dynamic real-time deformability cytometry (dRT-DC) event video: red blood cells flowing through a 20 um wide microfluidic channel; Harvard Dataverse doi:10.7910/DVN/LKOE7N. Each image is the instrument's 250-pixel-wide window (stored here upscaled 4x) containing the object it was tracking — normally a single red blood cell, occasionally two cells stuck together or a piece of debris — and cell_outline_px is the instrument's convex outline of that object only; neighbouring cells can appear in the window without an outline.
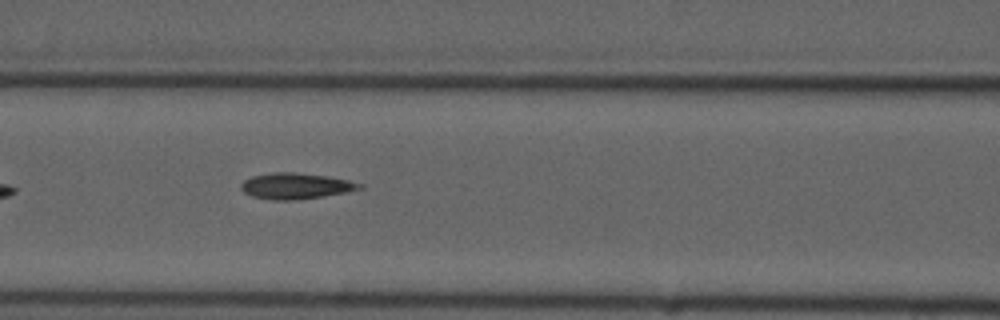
{"species": "common noctule bat (a hibernating species)", "species_latin": "Nyctalus noctula", "temperature_condition": "cold", "stored_images_in_passage": 13, "camera_frame_rate_fps": 3000, "um_per_image_px": 0.085, "animal": {"sex": "male", "forearm_length_mm": 52.5}, "frame": {"image": 1, "passage_image": 6, "time_ms": 7.333, "image_size_px": [1000, 320], "cell_outline_px": [[364, 188], [348, 192], [296, 200], [268, 200], [252, 196], [244, 192], [240, 188], [240, 184], [244, 180], [252, 176], [272, 172], [292, 172], [328, 176], [348, 180], [364, 184]], "centroid_in_image_um": [25.14, 15.81], "position_along_channel_um": 141.5, "area_um2": 18.09}}
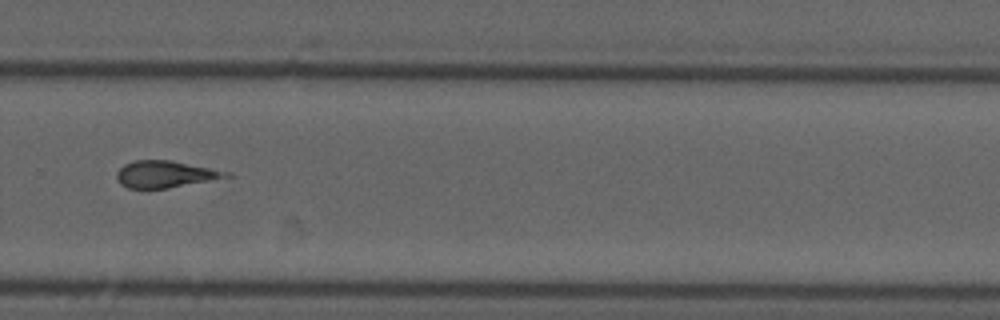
{"frame": {"image": 2, "passage_image": 10, "time_ms": 12.0, "image_size_px": [1000, 320], "cell_outline_px": [[236, 176], [168, 188], [128, 188], [120, 184], [116, 180], [116, 172], [124, 164], [132, 160], [172, 160], [232, 172]], "centroid_in_image_um": [14.09, 14.8], "position_along_channel_um": 315.7, "area_um2": 17.46}}
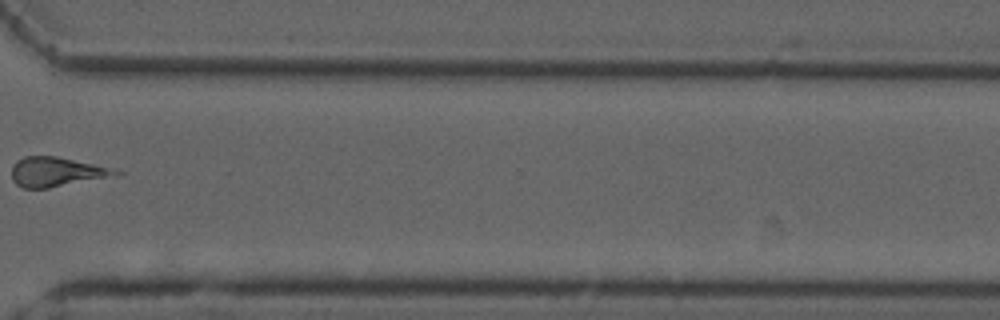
{"frame": {"image": 3, "passage_image": 11, "time_ms": 13.333, "image_size_px": [1000, 320], "cell_outline_px": [[124, 172], [116, 176], [48, 188], [24, 188], [16, 184], [12, 180], [12, 164], [16, 160], [24, 156], [56, 156], [92, 164]], "centroid_in_image_um": [4.75, 14.61], "position_along_channel_um": 365.9, "area_um2": 17.74}, "authors_computed_cell_mechanics": {"area_um2": 17.5712, "velocity_mm_per_s": 3.7381, "shape_relaxation_time_tau1_ms": 2.078, "shape_relaxation_time_tau2_ms": null, "deformation_change_tau1": 0.0581, "deformation_change_tau2": null}}